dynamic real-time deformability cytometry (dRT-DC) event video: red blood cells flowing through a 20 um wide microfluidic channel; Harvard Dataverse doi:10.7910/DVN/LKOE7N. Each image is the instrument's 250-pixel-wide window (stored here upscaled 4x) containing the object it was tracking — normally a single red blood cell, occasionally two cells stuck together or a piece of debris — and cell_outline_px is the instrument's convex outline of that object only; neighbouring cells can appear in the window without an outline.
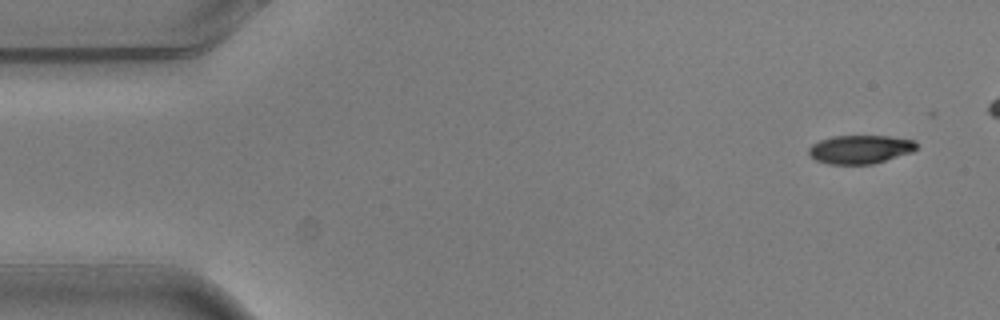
{"species": "common noctule bat (a hibernating species)", "species_latin": "Nyctalus noctula", "temperature_condition": "warm", "stored_images_in_passage": 5, "camera_frame_rate_fps": 3000, "um_per_image_px": 0.085, "animal": {"sex": "male", "body_mass_g": 20.5, "forearm_length_mm": 52.5}, "frame": {"image": 1, "passage_image": 1, "time_ms": 0.0, "image_size_px": [1000, 320], "cell_outline_px": [[916, 148], [912, 152], [872, 164], [828, 164], [816, 160], [808, 156], [808, 148], [812, 144], [820, 140], [832, 136], [888, 136], [912, 140], [916, 144]], "centroid_in_image_um": [73.05, 12.7], "position_along_channel_um": 11.9, "area_um2": 17.86}}